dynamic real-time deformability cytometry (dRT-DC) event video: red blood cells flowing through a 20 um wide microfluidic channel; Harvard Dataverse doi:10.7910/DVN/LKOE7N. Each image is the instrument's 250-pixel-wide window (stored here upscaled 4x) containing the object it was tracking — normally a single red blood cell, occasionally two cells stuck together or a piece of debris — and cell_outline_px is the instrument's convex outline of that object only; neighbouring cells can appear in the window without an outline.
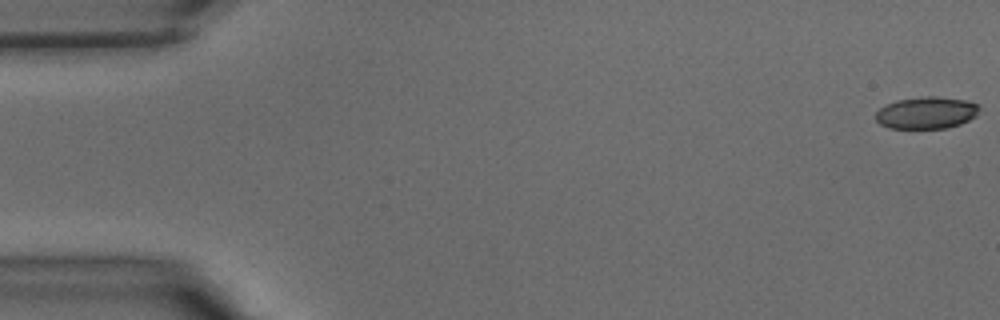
{"species": "common noctule bat (a hibernating species)", "species_latin": "Nyctalus noctula", "temperature_condition": "warm", "stored_images_in_passage": 41, "camera_frame_rate_fps": 3000, "um_per_image_px": 0.085, "animal": {"sex": "male", "body_mass_g": 15.6}, "frame": {"image": 1, "passage_image": 1, "time_ms": 0.0, "image_size_px": [1000, 320], "cell_outline_px": [[980, 108], [976, 116], [960, 124], [944, 128], [888, 128], [880, 124], [876, 120], [876, 112], [880, 108], [896, 100], [928, 96], [936, 96], [968, 100], [980, 104]], "centroid_in_image_um": [78.78, 9.58], "position_along_channel_um": 6.2, "area_um2": 19.36}}
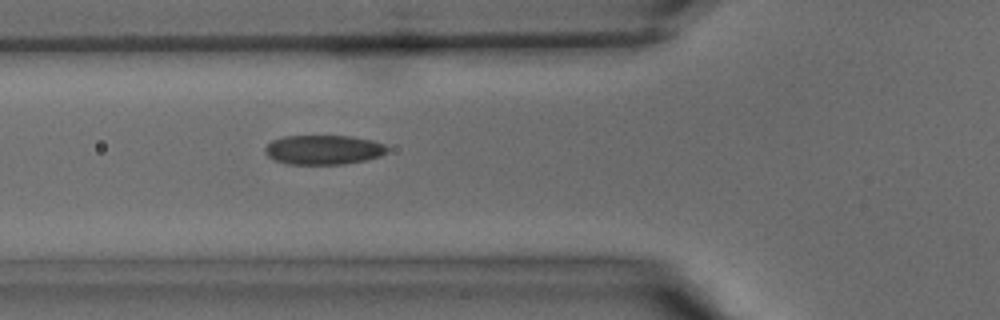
{"frame": {"image": 2, "passage_image": 15, "time_ms": 4.667, "image_size_px": [1000, 320], "cell_outline_px": [[388, 152], [380, 156], [364, 160], [344, 164], [288, 164], [272, 160], [264, 152], [264, 148], [272, 140], [284, 136], [352, 136], [372, 140], [384, 144], [388, 148]], "centroid_in_image_um": [27.48, 12.73], "position_along_channel_um": 98.3, "area_um2": 21.1}}
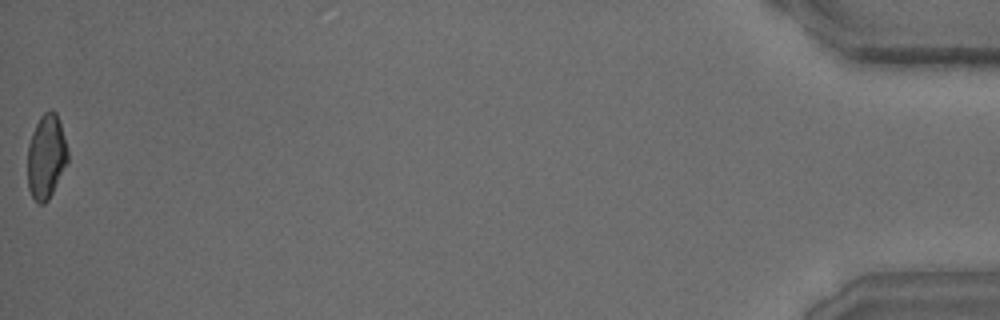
{"frame": {"image": 3, "passage_image": 41, "time_ms": 13.333, "image_size_px": [1000, 320], "cell_outline_px": [[68, 164], [48, 200], [44, 204], [40, 204], [32, 196], [28, 188], [28, 144], [32, 132], [40, 116], [44, 112], [52, 108], [56, 112], [60, 124], [68, 152]], "centroid_in_image_um": [3.93, 13.31], "position_along_channel_um": 431.3, "area_um2": 19.77}}